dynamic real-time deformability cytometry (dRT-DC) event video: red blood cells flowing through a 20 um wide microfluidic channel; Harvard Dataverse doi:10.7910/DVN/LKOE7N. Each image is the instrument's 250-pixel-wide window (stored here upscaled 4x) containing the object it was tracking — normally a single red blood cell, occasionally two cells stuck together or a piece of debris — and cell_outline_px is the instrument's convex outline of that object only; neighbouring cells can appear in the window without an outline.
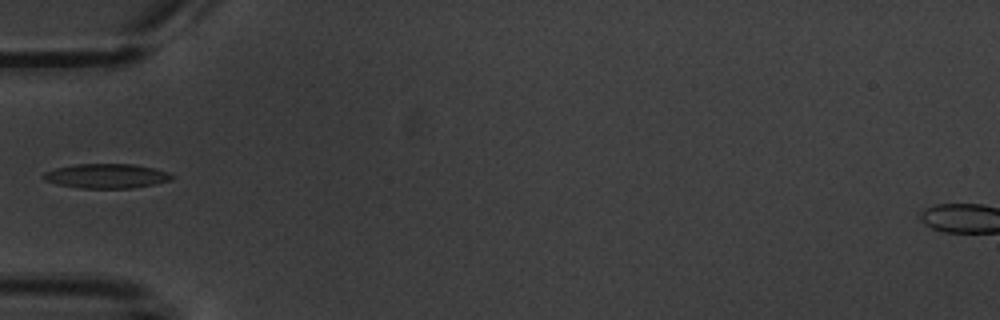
{"species": "common noctule bat (a hibernating species)", "species_latin": "Nyctalus noctula", "temperature_condition": "warm", "stored_images_in_passage": 8, "camera_frame_rate_fps": 3000, "um_per_image_px": 0.085, "animal": {"sex": "male", "body_mass_g": 20.1, "forearm_length_mm": 53.5}, "frame": {"image": 1, "passage_image": 5, "time_ms": 6.0, "image_size_px": [1000, 320], "cell_outline_px": [[176, 176], [172, 180], [132, 188], [80, 188], [56, 184], [44, 180], [40, 176], [44, 172], [56, 168], [76, 164], [132, 164], [152, 168], [168, 172]], "centroid_in_image_um": [9.02, 14.96], "position_along_channel_um": 76.0, "area_um2": 18.32}}
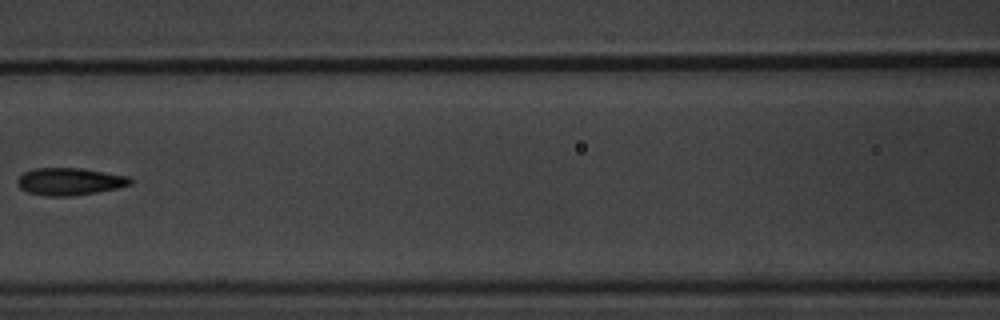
{"frame": {"image": 2, "passage_image": 7, "time_ms": 8.333, "image_size_px": [1000, 320], "cell_outline_px": [[132, 184], [116, 188], [96, 192], [72, 196], [44, 196], [28, 192], [20, 188], [16, 184], [16, 180], [24, 172], [32, 168], [84, 168], [128, 176], [132, 180]], "centroid_in_image_um": [5.89, 15.42], "position_along_channel_um": 160.7, "area_um2": 18.09}}
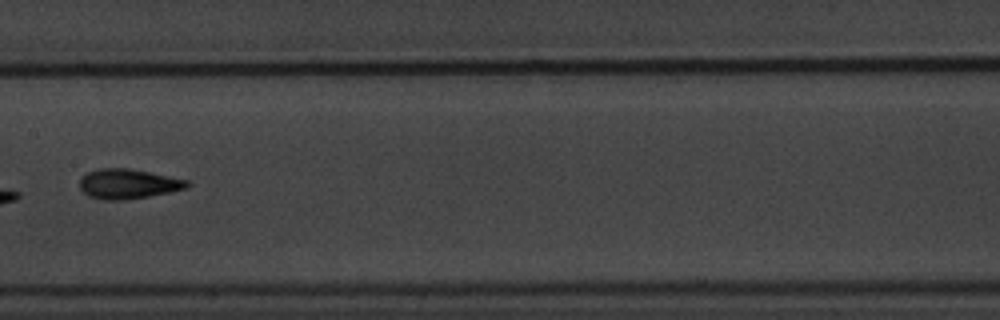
{"frame": {"image": 3, "passage_image": 8, "time_ms": 9.333, "image_size_px": [1000, 320], "cell_outline_px": [[192, 184], [188, 188], [172, 192], [124, 200], [100, 200], [88, 196], [80, 188], [80, 176], [88, 172], [100, 168], [128, 168], [152, 172], [188, 180]], "centroid_in_image_um": [10.91, 15.63], "position_along_channel_um": 196.5, "area_um2": 18.96}}